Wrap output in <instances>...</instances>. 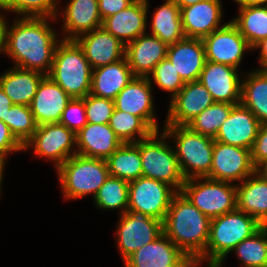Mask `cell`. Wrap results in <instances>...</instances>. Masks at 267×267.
I'll return each mask as SVG.
<instances>
[{
	"label": "cell",
	"mask_w": 267,
	"mask_h": 267,
	"mask_svg": "<svg viewBox=\"0 0 267 267\" xmlns=\"http://www.w3.org/2000/svg\"><path fill=\"white\" fill-rule=\"evenodd\" d=\"M46 19L48 17L25 16L18 19L11 29L5 24L3 52L15 60L16 67L40 73H44L42 70L47 67L45 75L49 74L58 44Z\"/></svg>",
	"instance_id": "cell-1"
},
{
	"label": "cell",
	"mask_w": 267,
	"mask_h": 267,
	"mask_svg": "<svg viewBox=\"0 0 267 267\" xmlns=\"http://www.w3.org/2000/svg\"><path fill=\"white\" fill-rule=\"evenodd\" d=\"M210 224V218L177 192L163 220V233L189 259H198L206 250Z\"/></svg>",
	"instance_id": "cell-2"
},
{
	"label": "cell",
	"mask_w": 267,
	"mask_h": 267,
	"mask_svg": "<svg viewBox=\"0 0 267 267\" xmlns=\"http://www.w3.org/2000/svg\"><path fill=\"white\" fill-rule=\"evenodd\" d=\"M261 227L255 218L237 208L211 219L206 250L198 259L202 261L209 259L208 267H220L230 251Z\"/></svg>",
	"instance_id": "cell-3"
},
{
	"label": "cell",
	"mask_w": 267,
	"mask_h": 267,
	"mask_svg": "<svg viewBox=\"0 0 267 267\" xmlns=\"http://www.w3.org/2000/svg\"><path fill=\"white\" fill-rule=\"evenodd\" d=\"M48 76L71 98L90 94L92 68L75 40L63 39L57 45Z\"/></svg>",
	"instance_id": "cell-4"
},
{
	"label": "cell",
	"mask_w": 267,
	"mask_h": 267,
	"mask_svg": "<svg viewBox=\"0 0 267 267\" xmlns=\"http://www.w3.org/2000/svg\"><path fill=\"white\" fill-rule=\"evenodd\" d=\"M163 131L168 137L176 139L175 153L185 179L210 174L214 138L196 133L188 126L165 125Z\"/></svg>",
	"instance_id": "cell-5"
},
{
	"label": "cell",
	"mask_w": 267,
	"mask_h": 267,
	"mask_svg": "<svg viewBox=\"0 0 267 267\" xmlns=\"http://www.w3.org/2000/svg\"><path fill=\"white\" fill-rule=\"evenodd\" d=\"M57 171L67 199H76L91 193L95 196L109 177L105 159L86 157L77 153L67 159Z\"/></svg>",
	"instance_id": "cell-6"
},
{
	"label": "cell",
	"mask_w": 267,
	"mask_h": 267,
	"mask_svg": "<svg viewBox=\"0 0 267 267\" xmlns=\"http://www.w3.org/2000/svg\"><path fill=\"white\" fill-rule=\"evenodd\" d=\"M158 131L149 137L135 142L140 150L142 176L158 180L181 192L185 178L182 175L175 150L164 139L168 136L163 131L158 140Z\"/></svg>",
	"instance_id": "cell-7"
},
{
	"label": "cell",
	"mask_w": 267,
	"mask_h": 267,
	"mask_svg": "<svg viewBox=\"0 0 267 267\" xmlns=\"http://www.w3.org/2000/svg\"><path fill=\"white\" fill-rule=\"evenodd\" d=\"M200 179L206 181L198 183L199 177L186 179L181 190L200 212L213 219L237 208L236 185L207 177Z\"/></svg>",
	"instance_id": "cell-8"
},
{
	"label": "cell",
	"mask_w": 267,
	"mask_h": 267,
	"mask_svg": "<svg viewBox=\"0 0 267 267\" xmlns=\"http://www.w3.org/2000/svg\"><path fill=\"white\" fill-rule=\"evenodd\" d=\"M163 182L144 176L129 182L128 211L147 214L163 222L173 196L178 192Z\"/></svg>",
	"instance_id": "cell-9"
},
{
	"label": "cell",
	"mask_w": 267,
	"mask_h": 267,
	"mask_svg": "<svg viewBox=\"0 0 267 267\" xmlns=\"http://www.w3.org/2000/svg\"><path fill=\"white\" fill-rule=\"evenodd\" d=\"M163 234V222L137 211L121 215L117 230L118 246L125 260L141 247Z\"/></svg>",
	"instance_id": "cell-10"
},
{
	"label": "cell",
	"mask_w": 267,
	"mask_h": 267,
	"mask_svg": "<svg viewBox=\"0 0 267 267\" xmlns=\"http://www.w3.org/2000/svg\"><path fill=\"white\" fill-rule=\"evenodd\" d=\"M256 171L249 149L214 141L212 166L207 178L242 182Z\"/></svg>",
	"instance_id": "cell-11"
},
{
	"label": "cell",
	"mask_w": 267,
	"mask_h": 267,
	"mask_svg": "<svg viewBox=\"0 0 267 267\" xmlns=\"http://www.w3.org/2000/svg\"><path fill=\"white\" fill-rule=\"evenodd\" d=\"M76 144V134L60 122L45 123L37 126L31 139L25 144L24 150L34 146V152L55 161L58 169L67 159L76 155L71 147Z\"/></svg>",
	"instance_id": "cell-12"
},
{
	"label": "cell",
	"mask_w": 267,
	"mask_h": 267,
	"mask_svg": "<svg viewBox=\"0 0 267 267\" xmlns=\"http://www.w3.org/2000/svg\"><path fill=\"white\" fill-rule=\"evenodd\" d=\"M206 60L238 68L243 53L253 49L230 21L202 39Z\"/></svg>",
	"instance_id": "cell-13"
},
{
	"label": "cell",
	"mask_w": 267,
	"mask_h": 267,
	"mask_svg": "<svg viewBox=\"0 0 267 267\" xmlns=\"http://www.w3.org/2000/svg\"><path fill=\"white\" fill-rule=\"evenodd\" d=\"M214 103L212 95L199 80L187 82L171 98L166 125L186 126Z\"/></svg>",
	"instance_id": "cell-14"
},
{
	"label": "cell",
	"mask_w": 267,
	"mask_h": 267,
	"mask_svg": "<svg viewBox=\"0 0 267 267\" xmlns=\"http://www.w3.org/2000/svg\"><path fill=\"white\" fill-rule=\"evenodd\" d=\"M199 81L210 92L215 102L240 104L241 83L237 68L206 60Z\"/></svg>",
	"instance_id": "cell-15"
},
{
	"label": "cell",
	"mask_w": 267,
	"mask_h": 267,
	"mask_svg": "<svg viewBox=\"0 0 267 267\" xmlns=\"http://www.w3.org/2000/svg\"><path fill=\"white\" fill-rule=\"evenodd\" d=\"M151 94L150 78L135 76L114 99V107L140 117L154 132L159 131Z\"/></svg>",
	"instance_id": "cell-16"
},
{
	"label": "cell",
	"mask_w": 267,
	"mask_h": 267,
	"mask_svg": "<svg viewBox=\"0 0 267 267\" xmlns=\"http://www.w3.org/2000/svg\"><path fill=\"white\" fill-rule=\"evenodd\" d=\"M75 39L82 48L92 69L118 62L125 58L126 46L100 27Z\"/></svg>",
	"instance_id": "cell-17"
},
{
	"label": "cell",
	"mask_w": 267,
	"mask_h": 267,
	"mask_svg": "<svg viewBox=\"0 0 267 267\" xmlns=\"http://www.w3.org/2000/svg\"><path fill=\"white\" fill-rule=\"evenodd\" d=\"M260 126L255 115L240 103L233 106L214 140L251 150Z\"/></svg>",
	"instance_id": "cell-18"
},
{
	"label": "cell",
	"mask_w": 267,
	"mask_h": 267,
	"mask_svg": "<svg viewBox=\"0 0 267 267\" xmlns=\"http://www.w3.org/2000/svg\"><path fill=\"white\" fill-rule=\"evenodd\" d=\"M189 258L163 233L124 260L125 267H181Z\"/></svg>",
	"instance_id": "cell-19"
},
{
	"label": "cell",
	"mask_w": 267,
	"mask_h": 267,
	"mask_svg": "<svg viewBox=\"0 0 267 267\" xmlns=\"http://www.w3.org/2000/svg\"><path fill=\"white\" fill-rule=\"evenodd\" d=\"M71 99L56 82L45 75L29 105L37 125L60 122Z\"/></svg>",
	"instance_id": "cell-20"
},
{
	"label": "cell",
	"mask_w": 267,
	"mask_h": 267,
	"mask_svg": "<svg viewBox=\"0 0 267 267\" xmlns=\"http://www.w3.org/2000/svg\"><path fill=\"white\" fill-rule=\"evenodd\" d=\"M221 13L220 0H205L180 8L185 38L203 39L220 29Z\"/></svg>",
	"instance_id": "cell-21"
},
{
	"label": "cell",
	"mask_w": 267,
	"mask_h": 267,
	"mask_svg": "<svg viewBox=\"0 0 267 267\" xmlns=\"http://www.w3.org/2000/svg\"><path fill=\"white\" fill-rule=\"evenodd\" d=\"M147 7V0H135L119 13L105 18L102 28L126 46V44L145 34Z\"/></svg>",
	"instance_id": "cell-22"
},
{
	"label": "cell",
	"mask_w": 267,
	"mask_h": 267,
	"mask_svg": "<svg viewBox=\"0 0 267 267\" xmlns=\"http://www.w3.org/2000/svg\"><path fill=\"white\" fill-rule=\"evenodd\" d=\"M167 48L158 37L142 34L126 44L125 57L135 76L150 77L154 67L166 58Z\"/></svg>",
	"instance_id": "cell-23"
},
{
	"label": "cell",
	"mask_w": 267,
	"mask_h": 267,
	"mask_svg": "<svg viewBox=\"0 0 267 267\" xmlns=\"http://www.w3.org/2000/svg\"><path fill=\"white\" fill-rule=\"evenodd\" d=\"M166 57L185 83L199 80L206 63L202 39L184 38L169 45Z\"/></svg>",
	"instance_id": "cell-24"
},
{
	"label": "cell",
	"mask_w": 267,
	"mask_h": 267,
	"mask_svg": "<svg viewBox=\"0 0 267 267\" xmlns=\"http://www.w3.org/2000/svg\"><path fill=\"white\" fill-rule=\"evenodd\" d=\"M122 144L109 123H87L76 133V146L79 150L75 152L86 157L106 160Z\"/></svg>",
	"instance_id": "cell-25"
},
{
	"label": "cell",
	"mask_w": 267,
	"mask_h": 267,
	"mask_svg": "<svg viewBox=\"0 0 267 267\" xmlns=\"http://www.w3.org/2000/svg\"><path fill=\"white\" fill-rule=\"evenodd\" d=\"M252 176L236 185L237 209L262 225L267 223V172L257 170Z\"/></svg>",
	"instance_id": "cell-26"
},
{
	"label": "cell",
	"mask_w": 267,
	"mask_h": 267,
	"mask_svg": "<svg viewBox=\"0 0 267 267\" xmlns=\"http://www.w3.org/2000/svg\"><path fill=\"white\" fill-rule=\"evenodd\" d=\"M134 77L126 57L118 62L92 69L90 94L114 100Z\"/></svg>",
	"instance_id": "cell-27"
},
{
	"label": "cell",
	"mask_w": 267,
	"mask_h": 267,
	"mask_svg": "<svg viewBox=\"0 0 267 267\" xmlns=\"http://www.w3.org/2000/svg\"><path fill=\"white\" fill-rule=\"evenodd\" d=\"M64 12L63 29L70 32L64 40H75L84 33L102 27L103 20L99 14L98 0H71Z\"/></svg>",
	"instance_id": "cell-28"
},
{
	"label": "cell",
	"mask_w": 267,
	"mask_h": 267,
	"mask_svg": "<svg viewBox=\"0 0 267 267\" xmlns=\"http://www.w3.org/2000/svg\"><path fill=\"white\" fill-rule=\"evenodd\" d=\"M0 76V86L13 104L29 106L45 74L14 67Z\"/></svg>",
	"instance_id": "cell-29"
},
{
	"label": "cell",
	"mask_w": 267,
	"mask_h": 267,
	"mask_svg": "<svg viewBox=\"0 0 267 267\" xmlns=\"http://www.w3.org/2000/svg\"><path fill=\"white\" fill-rule=\"evenodd\" d=\"M241 83L240 103L247 107L261 125L267 124V70L250 72Z\"/></svg>",
	"instance_id": "cell-30"
},
{
	"label": "cell",
	"mask_w": 267,
	"mask_h": 267,
	"mask_svg": "<svg viewBox=\"0 0 267 267\" xmlns=\"http://www.w3.org/2000/svg\"><path fill=\"white\" fill-rule=\"evenodd\" d=\"M167 46L185 38L182 29L180 8L173 0H166L154 13L152 19V34Z\"/></svg>",
	"instance_id": "cell-31"
},
{
	"label": "cell",
	"mask_w": 267,
	"mask_h": 267,
	"mask_svg": "<svg viewBox=\"0 0 267 267\" xmlns=\"http://www.w3.org/2000/svg\"><path fill=\"white\" fill-rule=\"evenodd\" d=\"M106 162L109 176L128 182L142 176L140 150L135 143H123Z\"/></svg>",
	"instance_id": "cell-32"
},
{
	"label": "cell",
	"mask_w": 267,
	"mask_h": 267,
	"mask_svg": "<svg viewBox=\"0 0 267 267\" xmlns=\"http://www.w3.org/2000/svg\"><path fill=\"white\" fill-rule=\"evenodd\" d=\"M240 14L231 22L238 28L248 44L254 48L267 38V5L240 7Z\"/></svg>",
	"instance_id": "cell-33"
},
{
	"label": "cell",
	"mask_w": 267,
	"mask_h": 267,
	"mask_svg": "<svg viewBox=\"0 0 267 267\" xmlns=\"http://www.w3.org/2000/svg\"><path fill=\"white\" fill-rule=\"evenodd\" d=\"M233 250L244 267H267V223Z\"/></svg>",
	"instance_id": "cell-34"
},
{
	"label": "cell",
	"mask_w": 267,
	"mask_h": 267,
	"mask_svg": "<svg viewBox=\"0 0 267 267\" xmlns=\"http://www.w3.org/2000/svg\"><path fill=\"white\" fill-rule=\"evenodd\" d=\"M109 126L123 143H135L154 132L140 117L117 109L110 117ZM136 133L139 135L138 140L133 139Z\"/></svg>",
	"instance_id": "cell-35"
},
{
	"label": "cell",
	"mask_w": 267,
	"mask_h": 267,
	"mask_svg": "<svg viewBox=\"0 0 267 267\" xmlns=\"http://www.w3.org/2000/svg\"><path fill=\"white\" fill-rule=\"evenodd\" d=\"M129 182L109 176L94 196L95 204L101 209L123 208L128 211Z\"/></svg>",
	"instance_id": "cell-36"
},
{
	"label": "cell",
	"mask_w": 267,
	"mask_h": 267,
	"mask_svg": "<svg viewBox=\"0 0 267 267\" xmlns=\"http://www.w3.org/2000/svg\"><path fill=\"white\" fill-rule=\"evenodd\" d=\"M234 105L215 102L192 119L186 126L196 133L215 138Z\"/></svg>",
	"instance_id": "cell-37"
},
{
	"label": "cell",
	"mask_w": 267,
	"mask_h": 267,
	"mask_svg": "<svg viewBox=\"0 0 267 267\" xmlns=\"http://www.w3.org/2000/svg\"><path fill=\"white\" fill-rule=\"evenodd\" d=\"M3 122L23 146L31 139L38 126L30 107L18 104H13L8 109Z\"/></svg>",
	"instance_id": "cell-38"
},
{
	"label": "cell",
	"mask_w": 267,
	"mask_h": 267,
	"mask_svg": "<svg viewBox=\"0 0 267 267\" xmlns=\"http://www.w3.org/2000/svg\"><path fill=\"white\" fill-rule=\"evenodd\" d=\"M155 83L166 91L172 92V98L184 87L185 82L174 68L171 61L166 57L160 61L150 73Z\"/></svg>",
	"instance_id": "cell-39"
},
{
	"label": "cell",
	"mask_w": 267,
	"mask_h": 267,
	"mask_svg": "<svg viewBox=\"0 0 267 267\" xmlns=\"http://www.w3.org/2000/svg\"><path fill=\"white\" fill-rule=\"evenodd\" d=\"M57 0H13L5 9L23 14L24 17H51L56 19ZM25 13V14H24Z\"/></svg>",
	"instance_id": "cell-40"
},
{
	"label": "cell",
	"mask_w": 267,
	"mask_h": 267,
	"mask_svg": "<svg viewBox=\"0 0 267 267\" xmlns=\"http://www.w3.org/2000/svg\"><path fill=\"white\" fill-rule=\"evenodd\" d=\"M114 100L88 94L85 97L87 123L107 124L114 111Z\"/></svg>",
	"instance_id": "cell-41"
},
{
	"label": "cell",
	"mask_w": 267,
	"mask_h": 267,
	"mask_svg": "<svg viewBox=\"0 0 267 267\" xmlns=\"http://www.w3.org/2000/svg\"><path fill=\"white\" fill-rule=\"evenodd\" d=\"M60 123L75 134L87 124L85 98H72L62 113Z\"/></svg>",
	"instance_id": "cell-42"
},
{
	"label": "cell",
	"mask_w": 267,
	"mask_h": 267,
	"mask_svg": "<svg viewBox=\"0 0 267 267\" xmlns=\"http://www.w3.org/2000/svg\"><path fill=\"white\" fill-rule=\"evenodd\" d=\"M250 151L254 167L257 170H265L267 168V124L259 127Z\"/></svg>",
	"instance_id": "cell-43"
},
{
	"label": "cell",
	"mask_w": 267,
	"mask_h": 267,
	"mask_svg": "<svg viewBox=\"0 0 267 267\" xmlns=\"http://www.w3.org/2000/svg\"><path fill=\"white\" fill-rule=\"evenodd\" d=\"M19 150H24V146L15 138L10 128L0 120V163L5 165L6 155Z\"/></svg>",
	"instance_id": "cell-44"
},
{
	"label": "cell",
	"mask_w": 267,
	"mask_h": 267,
	"mask_svg": "<svg viewBox=\"0 0 267 267\" xmlns=\"http://www.w3.org/2000/svg\"><path fill=\"white\" fill-rule=\"evenodd\" d=\"M134 1L135 0H98L99 14L102 20H104L113 14L119 13Z\"/></svg>",
	"instance_id": "cell-45"
},
{
	"label": "cell",
	"mask_w": 267,
	"mask_h": 267,
	"mask_svg": "<svg viewBox=\"0 0 267 267\" xmlns=\"http://www.w3.org/2000/svg\"><path fill=\"white\" fill-rule=\"evenodd\" d=\"M13 105L11 99L5 94L0 86V120L6 119L8 109Z\"/></svg>",
	"instance_id": "cell-46"
},
{
	"label": "cell",
	"mask_w": 267,
	"mask_h": 267,
	"mask_svg": "<svg viewBox=\"0 0 267 267\" xmlns=\"http://www.w3.org/2000/svg\"><path fill=\"white\" fill-rule=\"evenodd\" d=\"M261 48L260 53V66H262L261 69H267V38L262 39L259 43H257L254 48Z\"/></svg>",
	"instance_id": "cell-47"
},
{
	"label": "cell",
	"mask_w": 267,
	"mask_h": 267,
	"mask_svg": "<svg viewBox=\"0 0 267 267\" xmlns=\"http://www.w3.org/2000/svg\"><path fill=\"white\" fill-rule=\"evenodd\" d=\"M240 7L247 6H266L267 0H235Z\"/></svg>",
	"instance_id": "cell-48"
},
{
	"label": "cell",
	"mask_w": 267,
	"mask_h": 267,
	"mask_svg": "<svg viewBox=\"0 0 267 267\" xmlns=\"http://www.w3.org/2000/svg\"><path fill=\"white\" fill-rule=\"evenodd\" d=\"M4 20V17L0 16V52L4 51V28L7 24Z\"/></svg>",
	"instance_id": "cell-49"
},
{
	"label": "cell",
	"mask_w": 267,
	"mask_h": 267,
	"mask_svg": "<svg viewBox=\"0 0 267 267\" xmlns=\"http://www.w3.org/2000/svg\"><path fill=\"white\" fill-rule=\"evenodd\" d=\"M173 1L179 8H184L186 6L193 5L205 0H173Z\"/></svg>",
	"instance_id": "cell-50"
},
{
	"label": "cell",
	"mask_w": 267,
	"mask_h": 267,
	"mask_svg": "<svg viewBox=\"0 0 267 267\" xmlns=\"http://www.w3.org/2000/svg\"><path fill=\"white\" fill-rule=\"evenodd\" d=\"M202 262L200 259H189L185 264L181 267H198V265Z\"/></svg>",
	"instance_id": "cell-51"
},
{
	"label": "cell",
	"mask_w": 267,
	"mask_h": 267,
	"mask_svg": "<svg viewBox=\"0 0 267 267\" xmlns=\"http://www.w3.org/2000/svg\"><path fill=\"white\" fill-rule=\"evenodd\" d=\"M12 2L13 0H0V9L5 10Z\"/></svg>",
	"instance_id": "cell-52"
},
{
	"label": "cell",
	"mask_w": 267,
	"mask_h": 267,
	"mask_svg": "<svg viewBox=\"0 0 267 267\" xmlns=\"http://www.w3.org/2000/svg\"><path fill=\"white\" fill-rule=\"evenodd\" d=\"M4 166L3 164L0 163V190H1V181H2V173H3V169H4Z\"/></svg>",
	"instance_id": "cell-53"
}]
</instances>
